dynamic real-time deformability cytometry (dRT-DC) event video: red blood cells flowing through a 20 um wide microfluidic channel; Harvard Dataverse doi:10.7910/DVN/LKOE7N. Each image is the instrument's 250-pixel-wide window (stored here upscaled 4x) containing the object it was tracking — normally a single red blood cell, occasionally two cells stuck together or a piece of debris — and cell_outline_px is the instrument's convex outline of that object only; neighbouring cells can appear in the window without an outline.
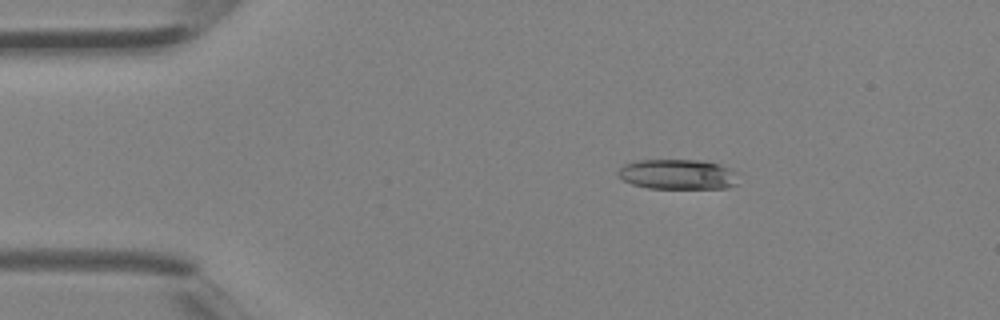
{"species": "Egyptian fruit bat (a non-hibernating species)", "species_latin": "Rousettus aegyptiacus", "temperature_condition": "room temperature", "stored_images_in_passage": 3, "camera_frame_rate_fps": 3000, "um_per_image_px": 0.085, "animal": {"sex": "female"}, "frame": {"image": 1, "passage_image": 3, "time_ms": 0.667, "image_size_px": [1000, 320], "cell_outline_px": [[740, 172], [736, 184], [728, 188], [648, 188], [632, 184], [624, 180], [616, 172], [624, 164], [640, 160], [704, 160], [720, 164], [732, 168]], "centroid_in_image_um": [57.69, 14.81], "position_along_channel_um": 27.3, "area_um2": 21.39}}